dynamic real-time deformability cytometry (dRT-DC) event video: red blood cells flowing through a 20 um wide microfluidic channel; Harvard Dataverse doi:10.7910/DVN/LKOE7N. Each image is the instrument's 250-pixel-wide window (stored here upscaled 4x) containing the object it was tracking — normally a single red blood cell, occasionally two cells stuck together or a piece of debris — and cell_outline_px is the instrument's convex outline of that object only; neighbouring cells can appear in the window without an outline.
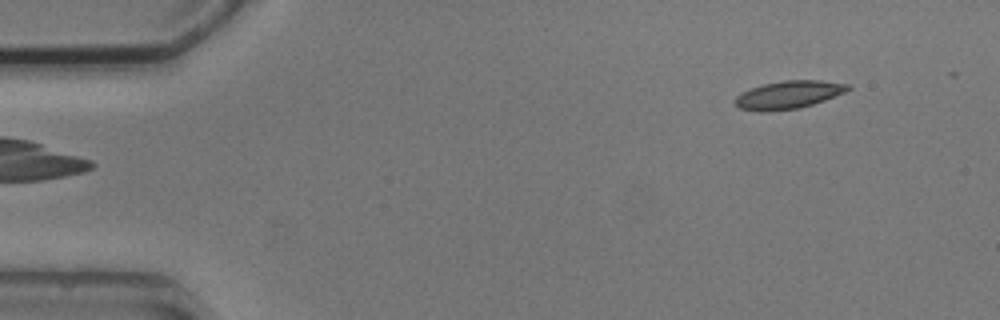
{"species": "common noctule bat (a hibernating species)", "species_latin": "Nyctalus noctula", "temperature_condition": "cold", "stored_images_in_passage": 5, "camera_frame_rate_fps": 3000, "um_per_image_px": 0.085, "animal": {"sex": "male", "body_mass_g": 20.5, "forearm_length_mm": 52.5}, "frame": {"image": 1, "passage_image": 5, "time_ms": 5.0, "image_size_px": [1000, 320], "cell_outline_px": [[852, 88], [844, 92], [824, 100], [800, 108], [768, 112], [760, 112], [740, 108], [736, 104], [736, 96], [752, 88], [764, 84], [784, 80], [820, 80], [852, 84]], "centroid_in_image_um": [67.07, 8.05], "position_along_channel_um": 17.9, "area_um2": 18.26}}